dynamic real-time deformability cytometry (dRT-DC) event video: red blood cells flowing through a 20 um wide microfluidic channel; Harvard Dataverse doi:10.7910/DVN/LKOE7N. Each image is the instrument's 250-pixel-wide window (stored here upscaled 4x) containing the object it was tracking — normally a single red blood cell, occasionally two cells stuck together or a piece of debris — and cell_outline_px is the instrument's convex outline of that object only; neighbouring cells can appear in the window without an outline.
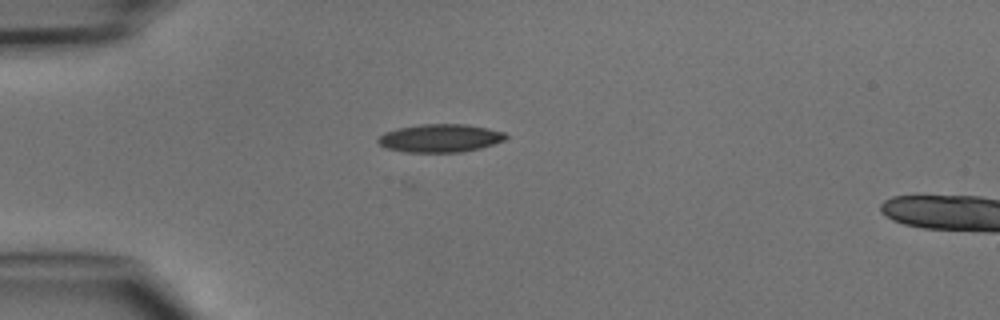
{"species": "common noctule bat (a hibernating species)", "species_latin": "Nyctalus noctula", "temperature_condition": "cold", "stored_images_in_passage": 6, "camera_frame_rate_fps": 3000, "um_per_image_px": 0.085, "animal": {"sex": "male", "body_mass_g": 15.6}, "frame": {"image": 1, "passage_image": 5, "time_ms": 4.667, "image_size_px": [1000, 320], "cell_outline_px": [[508, 136], [504, 140], [480, 148], [464, 152], [404, 152], [388, 148], [380, 144], [376, 140], [384, 132], [396, 128], [420, 124], [468, 124], [488, 128], [504, 132]], "centroid_in_image_um": [37.41, 11.73], "position_along_channel_um": 47.6, "area_um2": 20.98}}